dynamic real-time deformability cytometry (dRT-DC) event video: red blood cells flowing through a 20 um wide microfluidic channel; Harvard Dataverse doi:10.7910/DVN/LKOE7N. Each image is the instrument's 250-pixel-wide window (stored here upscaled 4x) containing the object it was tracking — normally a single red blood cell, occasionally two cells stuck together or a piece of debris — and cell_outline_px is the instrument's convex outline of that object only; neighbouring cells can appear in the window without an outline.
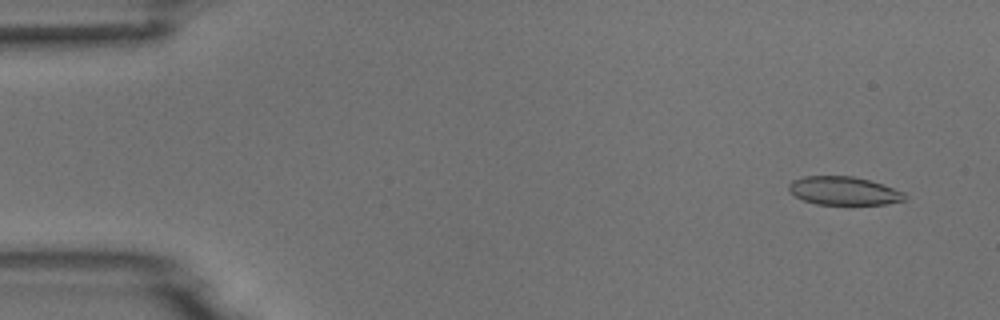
{"species": "common noctule bat (a hibernating species)", "species_latin": "Nyctalus noctula", "temperature_condition": "room temperature", "stored_images_in_passage": 6, "camera_frame_rate_fps": 3000, "um_per_image_px": 0.085, "animal": {"sex": "male", "body_mass_g": 18.8}, "frame": {"image": 1, "passage_image": 2, "time_ms": 1.0, "image_size_px": [1000, 320], "cell_outline_px": [[908, 196], [904, 200], [884, 204], [816, 204], [804, 200], [796, 196], [788, 188], [788, 184], [792, 180], [804, 176], [852, 176], [868, 180], [904, 192]], "centroid_in_image_um": [71.7, 16.22], "position_along_channel_um": 13.3, "area_um2": 18.9}}
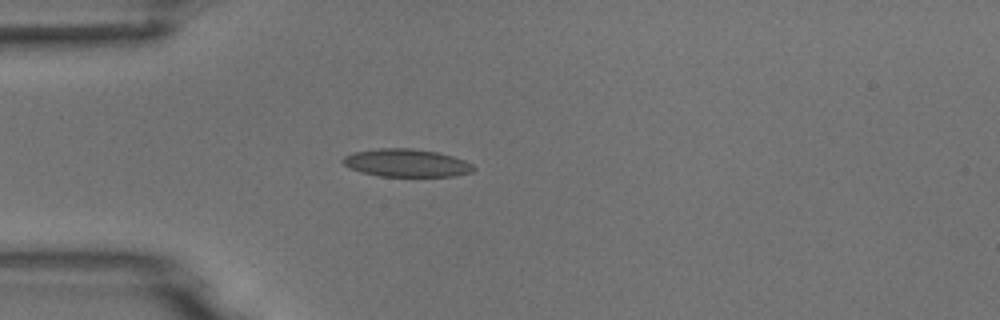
{"frame": {"image": 2, "passage_image": 5, "time_ms": 4.667, "image_size_px": [1000, 320], "cell_outline_px": [[476, 168], [472, 172], [456, 176], [380, 176], [360, 172], [348, 168], [340, 160], [344, 156], [352, 152], [376, 148], [412, 148], [436, 152], [452, 156], [464, 160], [472, 164]], "centroid_in_image_um": [34.51, 13.85], "position_along_channel_um": 50.5, "area_um2": 21.39}}